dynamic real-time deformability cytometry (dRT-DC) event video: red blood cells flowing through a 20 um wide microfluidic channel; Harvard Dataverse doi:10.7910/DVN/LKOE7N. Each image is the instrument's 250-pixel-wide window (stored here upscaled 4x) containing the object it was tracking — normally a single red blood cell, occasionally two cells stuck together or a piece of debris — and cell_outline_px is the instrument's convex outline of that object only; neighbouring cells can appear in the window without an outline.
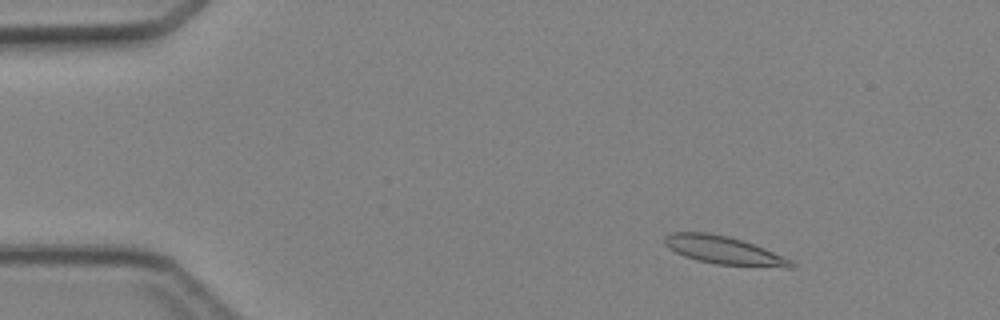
{"species": "Egyptian fruit bat (a non-hibernating species)", "species_latin": "Rousettus aegyptiacus", "temperature_condition": "cold", "stored_images_in_passage": 47, "camera_frame_rate_fps": 3000, "um_per_image_px": 0.085, "animal": {"sex": "female"}, "frame": {"image": 1, "passage_image": 7, "time_ms": 2.0, "image_size_px": [1000, 320], "cell_outline_px": [[796, 268], [784, 268], [716, 264], [696, 260], [684, 256], [668, 248], [664, 244], [664, 236], [672, 232], [708, 232], [728, 236], [764, 248], [792, 260], [796, 264]], "centroid_in_image_um": [61.54, 21.28], "position_along_channel_um": 23.5, "area_um2": 20.81}}
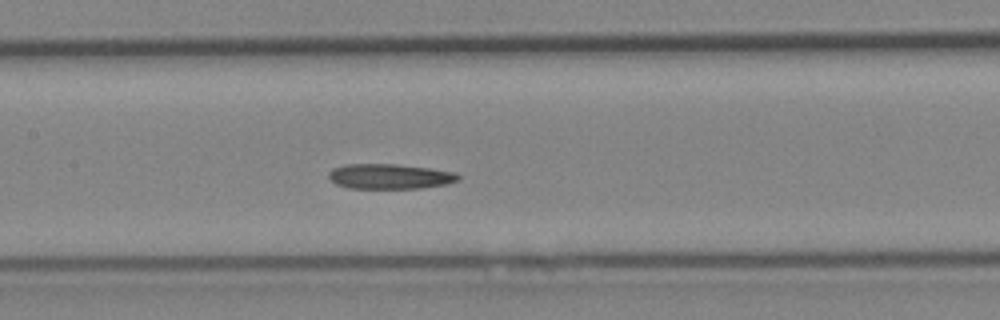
{"frame": {"image": 2, "passage_image": 23, "time_ms": 7.333, "image_size_px": [1000, 320], "cell_outline_px": [[460, 180], [448, 184], [420, 188], [348, 188], [336, 184], [328, 176], [328, 172], [332, 168], [344, 164], [396, 164], [428, 168], [456, 172], [460, 176]], "centroid_in_image_um": [33.13, 14.99], "position_along_channel_um": 174.3, "area_um2": 19.02}}
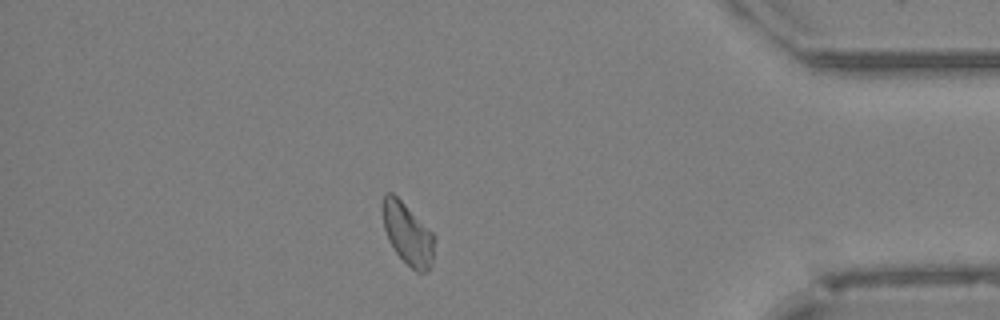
{"frame": {"image": 3, "passage_image": 41, "time_ms": 13.333, "image_size_px": [1000, 320], "cell_outline_px": [[436, 236], [432, 264], [428, 272], [416, 272], [396, 252], [388, 240], [384, 228], [380, 208], [380, 204], [384, 192], [392, 192]], "centroid_in_image_um": [34.63, 19.86], "position_along_channel_um": 400.6, "area_um2": 18.84}}